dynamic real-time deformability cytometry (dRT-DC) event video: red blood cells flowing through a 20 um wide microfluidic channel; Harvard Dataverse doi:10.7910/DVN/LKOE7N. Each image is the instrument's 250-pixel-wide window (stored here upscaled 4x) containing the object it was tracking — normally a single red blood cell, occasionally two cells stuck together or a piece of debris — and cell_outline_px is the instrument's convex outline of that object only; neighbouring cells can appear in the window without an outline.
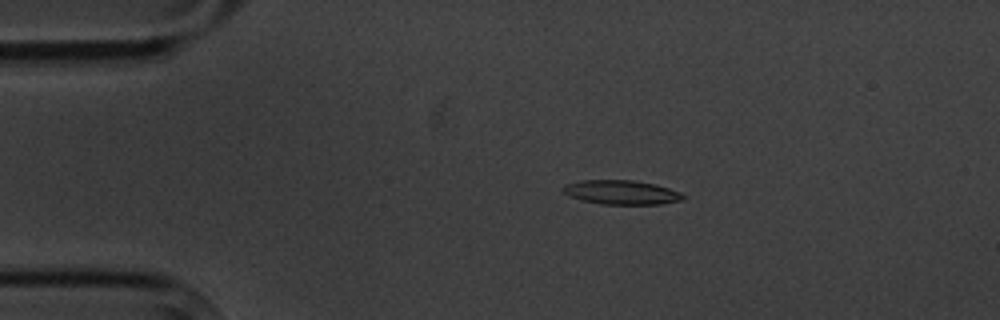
{"species": "common noctule bat (a hibernating species)", "species_latin": "Nyctalus noctula", "temperature_condition": "cold", "stored_images_in_passage": 7, "camera_frame_rate_fps": 3000, "um_per_image_px": 0.085, "animal": {"sex": "male", "body_mass_g": 20.1, "forearm_length_mm": 53.5}, "frame": {"image": 1, "passage_image": 4, "time_ms": 3.333, "image_size_px": [1000, 320], "cell_outline_px": [[684, 200], [660, 204], [600, 204], [580, 200], [564, 192], [560, 188], [564, 184], [580, 180], [632, 180], [656, 184], [680, 192], [684, 196]], "centroid_in_image_um": [52.8, 16.34], "position_along_channel_um": 32.2, "area_um2": 16.99}}
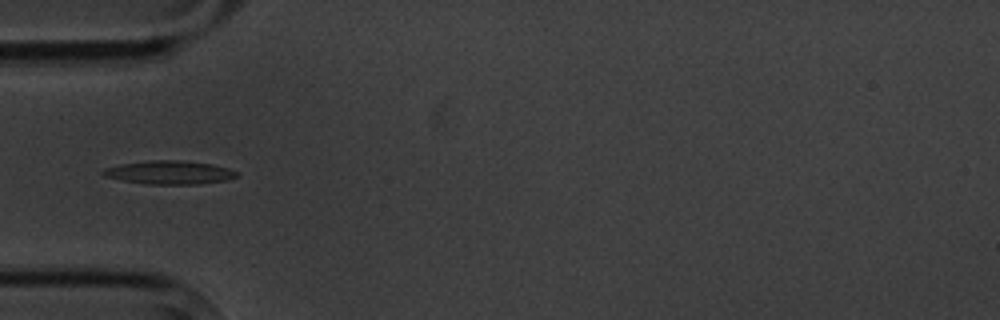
{"frame": {"image": 2, "passage_image": 6, "time_ms": 5.667, "image_size_px": [1000, 320], "cell_outline_px": [[240, 172], [236, 176], [224, 180], [200, 184], [144, 184], [104, 176], [100, 172], [104, 168], [120, 164], [152, 160], [180, 160], [212, 164], [228, 168]], "centroid_in_image_um": [14.39, 14.65], "position_along_channel_um": 70.6, "area_um2": 18.21}}
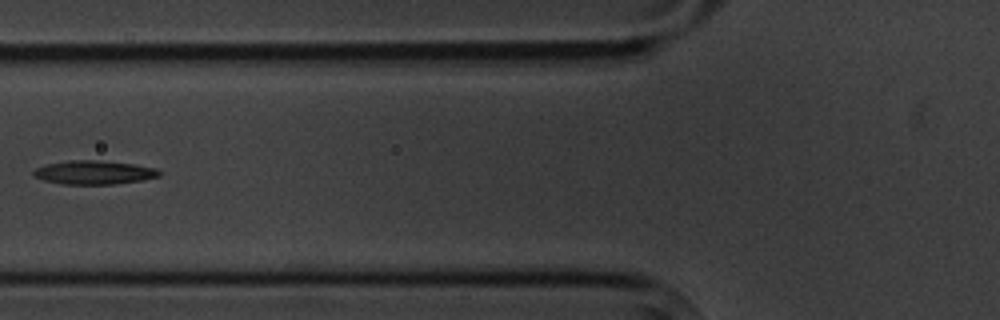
{"frame": {"image": 3, "passage_image": 7, "time_ms": 7.0, "image_size_px": [1000, 320], "cell_outline_px": [[160, 176], [144, 180], [116, 184], [64, 184], [44, 180], [36, 176], [32, 172], [36, 168], [44, 164], [68, 160], [96, 160], [136, 164], [156, 168], [160, 172]], "centroid_in_image_um": [8.02, 14.65], "position_along_channel_um": 117.8, "area_um2": 17.46}}